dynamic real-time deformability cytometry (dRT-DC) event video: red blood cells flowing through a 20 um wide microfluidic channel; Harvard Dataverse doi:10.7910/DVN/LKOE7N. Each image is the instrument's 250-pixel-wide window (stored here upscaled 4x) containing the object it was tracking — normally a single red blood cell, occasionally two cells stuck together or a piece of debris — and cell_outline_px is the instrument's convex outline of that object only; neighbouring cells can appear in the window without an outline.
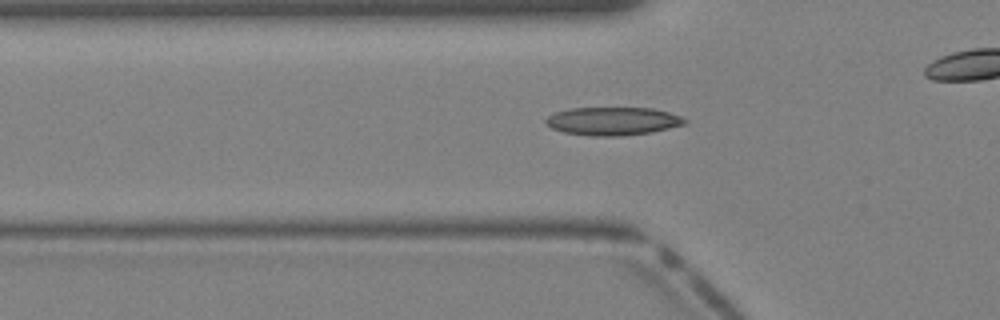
{"species": "Egyptian fruit bat (a non-hibernating species)", "species_latin": "Rousettus aegyptiacus", "temperature_condition": "warm", "stored_images_in_passage": 37, "camera_frame_rate_fps": 3000, "um_per_image_px": 0.085, "animal": {"sex": "female"}, "frame": {"image": 1, "passage_image": 10, "time_ms": 3.0, "image_size_px": [1000, 320], "cell_outline_px": [[688, 124], [652, 132], [624, 136], [592, 136], [564, 132], [552, 128], [544, 124], [544, 120], [548, 116], [556, 112], [568, 108], [652, 108], [668, 112], [680, 116], [688, 120]], "centroid_in_image_um": [52.1, 10.3], "position_along_channel_um": 73.7, "area_um2": 23.0}}
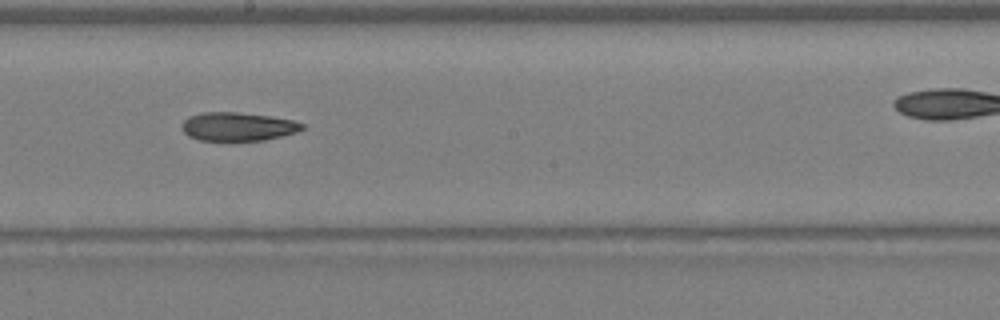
{"frame": {"image": 2, "passage_image": 19, "time_ms": 6.0, "image_size_px": [1000, 320], "cell_outline_px": [[304, 128], [296, 132], [264, 140], [200, 140], [188, 136], [184, 132], [184, 120], [188, 116], [200, 112], [236, 112], [268, 116], [292, 120], [304, 124]], "centroid_in_image_um": [20.2, 10.75], "position_along_channel_um": 228.0, "area_um2": 19.71}}
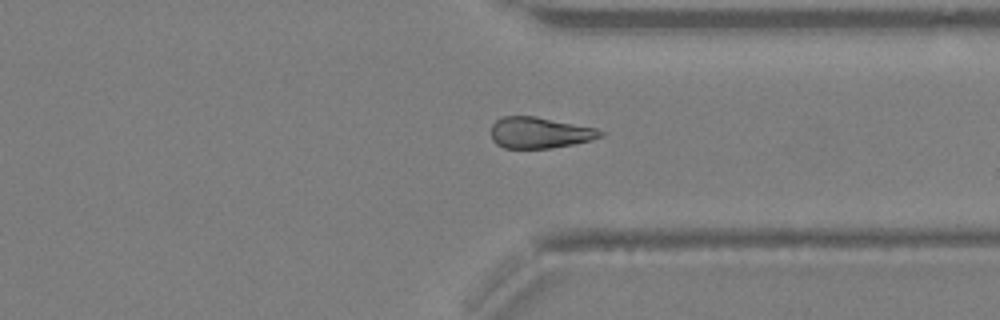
{"frame": {"image": 3, "passage_image": 27, "time_ms": 8.667, "image_size_px": [1000, 320], "cell_outline_px": [[604, 136], [592, 140], [552, 148], [504, 148], [496, 144], [492, 140], [492, 124], [500, 116], [536, 116], [596, 128], [604, 132]], "centroid_in_image_um": [45.87, 11.27], "position_along_channel_um": 365.5, "area_um2": 19.94}}